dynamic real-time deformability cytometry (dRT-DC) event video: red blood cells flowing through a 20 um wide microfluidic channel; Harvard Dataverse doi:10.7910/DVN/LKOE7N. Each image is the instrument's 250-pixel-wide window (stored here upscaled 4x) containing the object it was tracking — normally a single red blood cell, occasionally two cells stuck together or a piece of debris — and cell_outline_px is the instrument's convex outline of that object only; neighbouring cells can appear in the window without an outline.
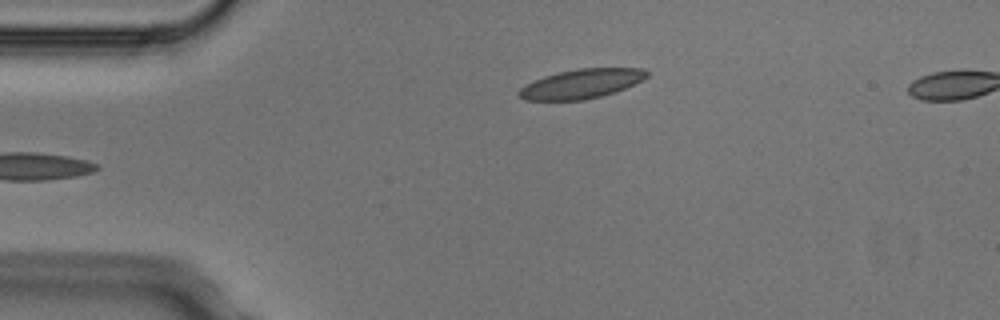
{"species": "Egyptian fruit bat (a non-hibernating species)", "species_latin": "Rousettus aegyptiacus", "temperature_condition": "cold", "stored_images_in_passage": 5, "camera_frame_rate_fps": 3000, "um_per_image_px": 0.085, "animal": {"sex": "male"}, "frame": {"image": 1, "passage_image": 5, "time_ms": 1.333, "image_size_px": [1000, 320], "cell_outline_px": [[648, 76], [616, 92], [584, 100], [524, 100], [516, 92], [520, 88], [544, 76], [576, 68], [644, 68], [648, 72]], "centroid_in_image_um": [49.42, 7.12], "position_along_channel_um": 35.6, "area_um2": 21.62}}